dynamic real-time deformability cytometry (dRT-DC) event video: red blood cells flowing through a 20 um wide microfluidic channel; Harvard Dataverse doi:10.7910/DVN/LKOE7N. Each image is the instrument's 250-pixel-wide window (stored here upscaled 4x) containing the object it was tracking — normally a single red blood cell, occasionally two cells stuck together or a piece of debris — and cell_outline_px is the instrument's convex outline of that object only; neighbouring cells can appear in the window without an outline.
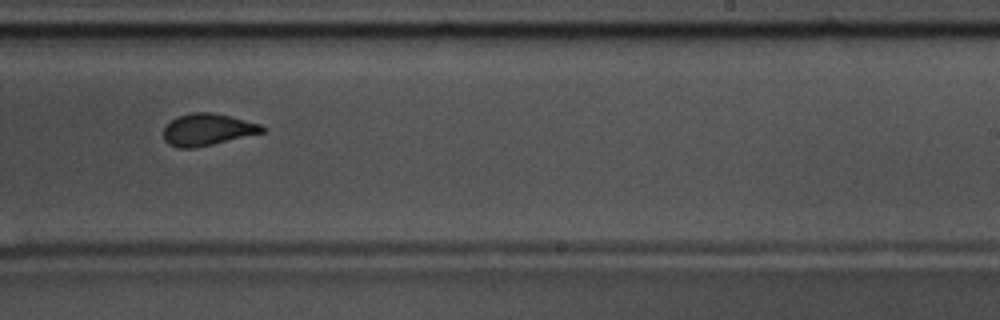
{"species": "common noctule bat (a hibernating species)", "species_latin": "Nyctalus noctula", "temperature_condition": "warm", "stored_images_in_passage": 38, "camera_frame_rate_fps": 3000, "um_per_image_px": 0.085, "animal": {"sex": "male", "body_mass_g": 17.5, "forearm_length_mm": 52.3}, "frame": {"image": 1, "passage_image": 22, "time_ms": 7.0, "image_size_px": [1000, 320], "cell_outline_px": [[268, 128], [264, 132], [196, 148], [176, 148], [168, 144], [164, 140], [164, 128], [176, 116], [192, 112], [212, 112], [260, 124]], "centroid_in_image_um": [17.62, 11.02], "position_along_channel_um": 271.4, "area_um2": 18.32}, "authors_computed_cell_mechanics": {"area_um2": 19.0162, "velocity_mm_per_s": 3.6306, "shape_relaxation_time_tau1_ms": 4.0686, "shape_relaxation_time_tau2_ms": 1.0646, "deformation_change_tau1": 0.1517, "deformation_change_tau2": 0.0756}}